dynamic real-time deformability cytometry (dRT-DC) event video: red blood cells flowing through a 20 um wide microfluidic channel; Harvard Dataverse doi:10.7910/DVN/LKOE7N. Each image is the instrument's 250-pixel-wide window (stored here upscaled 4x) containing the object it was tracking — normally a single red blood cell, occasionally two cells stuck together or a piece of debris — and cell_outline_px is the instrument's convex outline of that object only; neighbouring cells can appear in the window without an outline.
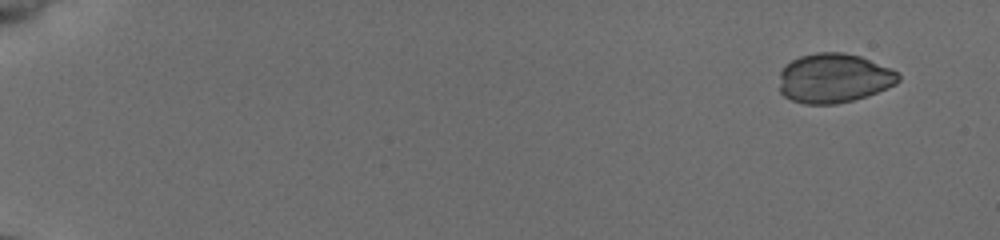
{"species": "common noctule bat (a hibernating species)", "species_latin": "Nyctalus noctula", "temperature_condition": "cold", "stored_images_in_passage": 52, "camera_frame_rate_fps": 3000, "um_per_image_px": 0.085, "animal": {"sex": "female", "body_mass_g": 19.5, "forearm_length_mm": 54.1}, "frame": {"image": 1, "passage_image": 1, "time_ms": 0.0, "image_size_px": [1000, 240], "cell_outline_px": [[900, 80], [896, 84], [888, 88], [852, 100], [836, 104], [804, 104], [792, 100], [784, 96], [780, 92], [780, 72], [792, 60], [800, 56], [816, 52], [844, 52], [860, 56], [892, 68], [900, 72]], "centroid_in_image_um": [70.91, 6.64], "position_along_channel_um": 14.1, "area_um2": 34.39}}